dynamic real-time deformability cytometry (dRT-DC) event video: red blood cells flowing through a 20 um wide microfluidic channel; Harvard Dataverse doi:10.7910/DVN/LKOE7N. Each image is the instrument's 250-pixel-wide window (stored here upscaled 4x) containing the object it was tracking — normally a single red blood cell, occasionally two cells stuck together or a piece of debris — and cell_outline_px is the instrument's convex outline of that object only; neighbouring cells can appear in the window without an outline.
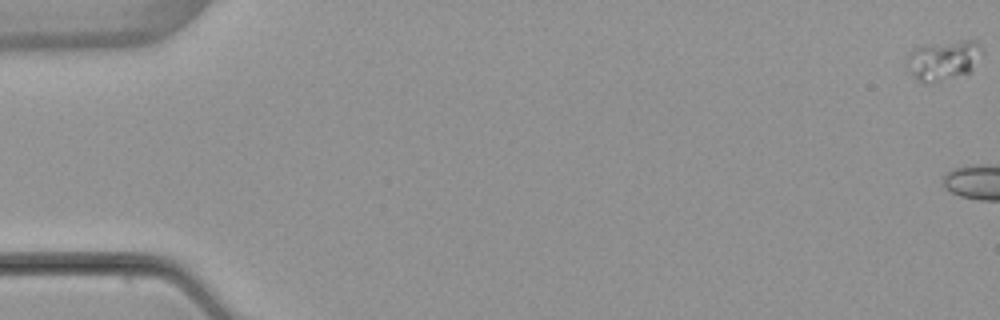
{"species": "common noctule bat (a hibernating species)", "species_latin": "Nyctalus noctula", "temperature_condition": "warm", "stored_images_in_passage": 5, "camera_frame_rate_fps": 3000, "um_per_image_px": 0.085, "animal": {"sex": "female", "body_mass_g": 22.7, "forearm_length_mm": 54.2}, "frame": {"image": 1, "passage_image": 1, "time_ms": 0.0, "image_size_px": [1000, 320], "cell_outline_px": [[980, 52], [972, 68], [968, 72], [928, 84], [916, 80], [908, 72], [904, 64], [912, 48], [924, 44], [956, 40], [976, 40], [980, 44]], "centroid_in_image_um": [80.07, 5.1], "position_along_channel_um": 4.9, "area_um2": 17.57}}